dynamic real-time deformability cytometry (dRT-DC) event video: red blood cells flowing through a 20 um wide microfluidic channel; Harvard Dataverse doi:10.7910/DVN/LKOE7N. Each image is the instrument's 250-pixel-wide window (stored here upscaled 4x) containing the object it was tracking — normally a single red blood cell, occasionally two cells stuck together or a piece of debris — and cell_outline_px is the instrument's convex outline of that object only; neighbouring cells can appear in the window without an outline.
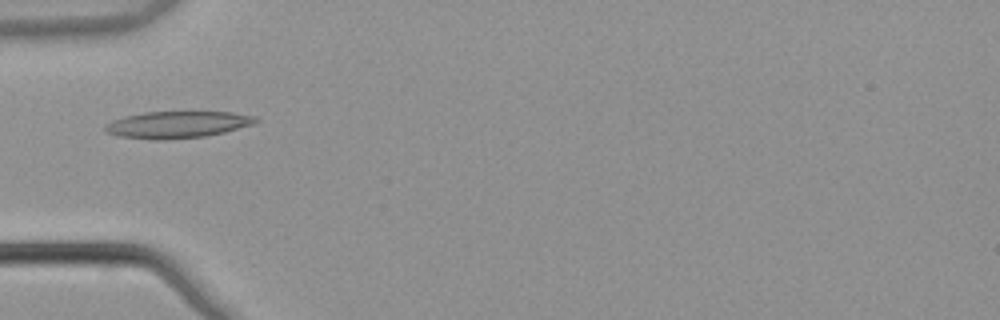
{"species": "common noctule bat (a hibernating species)", "species_latin": "Nyctalus noctula", "temperature_condition": "warm", "stored_images_in_passage": 5, "camera_frame_rate_fps": 3000, "um_per_image_px": 0.085, "animal": {"sex": "male", "body_mass_g": 21.5, "forearm_length_mm": 52.0}, "frame": {"image": 1, "passage_image": 5, "time_ms": 1.333, "image_size_px": [1000, 320], "cell_outline_px": [[260, 120], [252, 124], [224, 132], [204, 136], [164, 140], [152, 140], [116, 136], [104, 132], [100, 128], [104, 124], [112, 120], [124, 116], [144, 112], [232, 112], [256, 116]], "centroid_in_image_um": [14.98, 10.6], "position_along_channel_um": 70.0, "area_um2": 23.81}}